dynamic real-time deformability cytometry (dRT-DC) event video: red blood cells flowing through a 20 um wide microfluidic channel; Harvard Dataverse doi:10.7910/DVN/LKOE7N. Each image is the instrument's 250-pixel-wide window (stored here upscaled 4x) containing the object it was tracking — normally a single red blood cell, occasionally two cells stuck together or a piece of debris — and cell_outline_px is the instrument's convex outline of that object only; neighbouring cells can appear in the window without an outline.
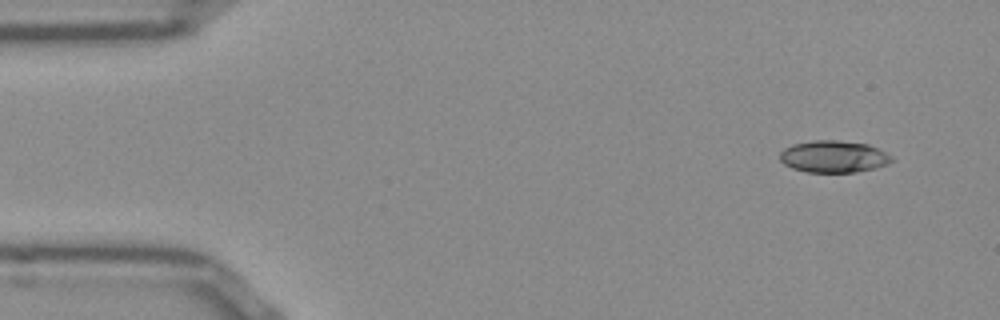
{"species": "Egyptian fruit bat (a non-hibernating species)", "species_latin": "Rousettus aegyptiacus", "temperature_condition": "room temperature", "stored_images_in_passage": 49, "camera_frame_rate_fps": 3000, "um_per_image_px": 0.085, "frame": {"image": 1, "passage_image": 1, "time_ms": 0.0, "image_size_px": [1000, 320], "cell_outline_px": [[896, 160], [888, 164], [876, 168], [856, 172], [808, 172], [792, 168], [784, 164], [780, 160], [780, 152], [784, 148], [792, 144], [816, 140], [836, 140], [868, 144], [892, 156]], "centroid_in_image_um": [70.87, 13.31], "position_along_channel_um": 14.1, "area_um2": 20.87}}
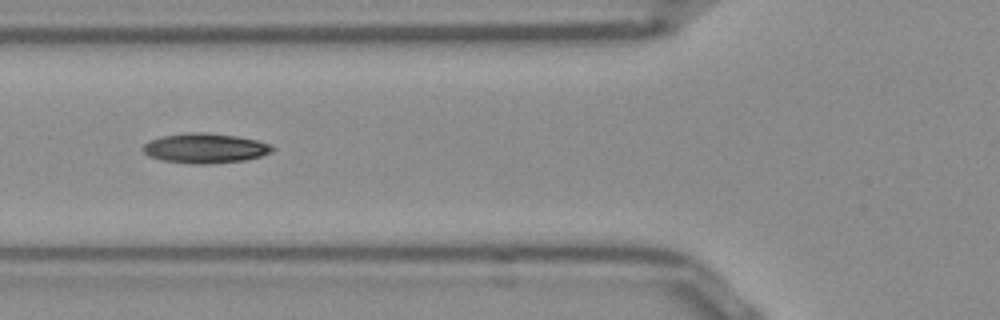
{"frame": {"image": 2, "passage_image": 16, "time_ms": 5.0, "image_size_px": [1000, 320], "cell_outline_px": [[276, 148], [272, 152], [260, 156], [244, 160], [212, 164], [192, 164], [160, 160], [148, 156], [140, 148], [148, 140], [164, 136], [188, 132], [204, 132], [236, 136], [256, 140], [272, 144]], "centroid_in_image_um": [17.42, 12.6], "position_along_channel_um": 108.4, "area_um2": 22.72}}
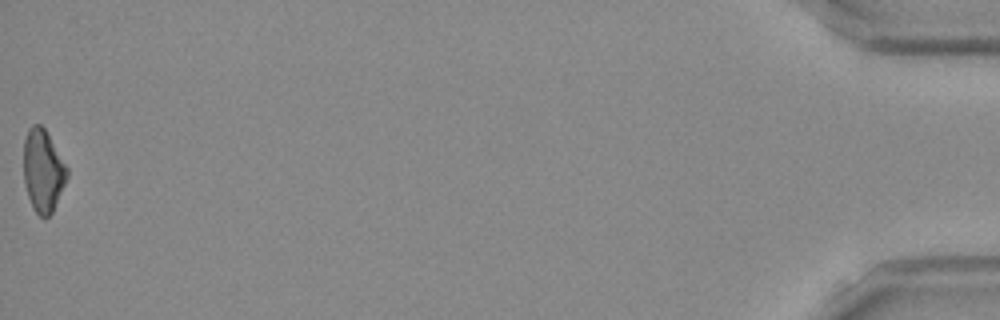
{"frame": {"image": 3, "passage_image": 49, "time_ms": 16.0, "image_size_px": [1000, 320], "cell_outline_px": [[68, 176], [52, 212], [48, 216], [40, 216], [32, 208], [28, 196], [24, 180], [24, 140], [28, 128], [32, 124], [40, 124], [44, 128], [68, 168]], "centroid_in_image_um": [3.65, 14.49], "position_along_channel_um": 431.6, "area_um2": 20.63}, "authors_computed_cell_mechanics": {"area_um2": 21.1548, "velocity_mm_per_s": 3.8957, "shape_relaxation_time_tau1_ms": 6.6106, "shape_relaxation_time_tau2_ms": 6.0293, "deformation_change_tau1": 0.1763, "deformation_change_tau2": 0.1128}}